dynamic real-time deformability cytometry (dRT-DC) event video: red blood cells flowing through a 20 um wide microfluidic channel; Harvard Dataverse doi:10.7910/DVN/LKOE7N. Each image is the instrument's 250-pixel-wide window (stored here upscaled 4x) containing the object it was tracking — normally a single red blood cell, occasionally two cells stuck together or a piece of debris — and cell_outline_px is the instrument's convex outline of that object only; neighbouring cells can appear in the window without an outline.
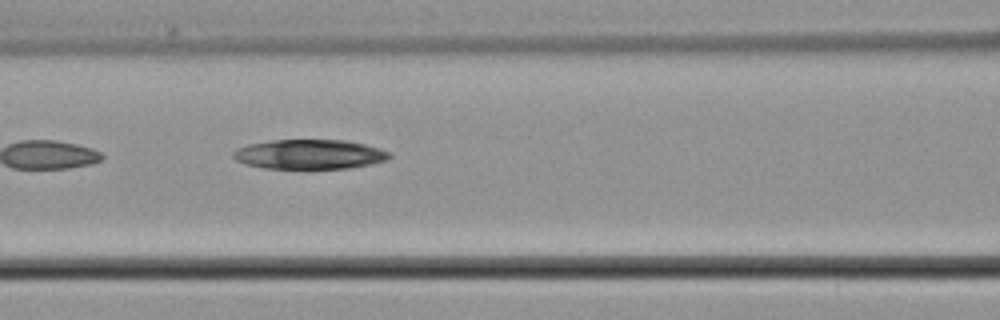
{"species": "common noctule bat (a hibernating species)", "species_latin": "Nyctalus noctula", "temperature_condition": "cold", "stored_images_in_passage": 6, "camera_frame_rate_fps": 3000, "um_per_image_px": 0.085, "animal": {"sex": "male", "body_mass_g": 21.5, "forearm_length_mm": 52.0}, "frame": {"image": 1, "passage_image": 6, "time_ms": 7.0, "image_size_px": [1000, 320], "cell_outline_px": [[392, 156], [384, 160], [368, 164], [348, 168], [264, 168], [244, 164], [236, 160], [232, 156], [232, 152], [248, 144], [272, 140], [348, 140], [364, 144], [388, 152]], "centroid_in_image_um": [26.25, 13.11], "position_along_channel_um": 140.4, "area_um2": 26.59}}